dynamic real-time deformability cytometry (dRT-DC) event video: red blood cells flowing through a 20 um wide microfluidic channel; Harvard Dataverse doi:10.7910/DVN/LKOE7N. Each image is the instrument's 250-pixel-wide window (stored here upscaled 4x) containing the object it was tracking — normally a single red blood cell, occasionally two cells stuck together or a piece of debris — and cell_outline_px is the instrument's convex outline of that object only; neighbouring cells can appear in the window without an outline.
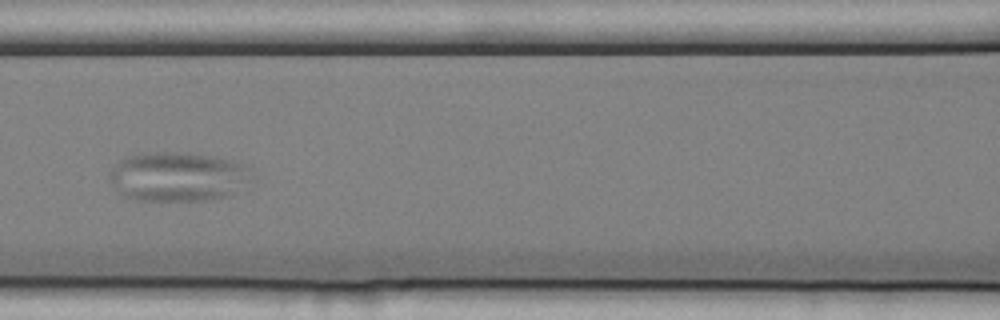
{"species": "common noctule bat (a hibernating species)", "species_latin": "Nyctalus noctula", "temperature_condition": "cold", "stored_images_in_passage": 60, "camera_frame_rate_fps": 3000, "um_per_image_px": 0.085, "animal": {"sex": "female", "body_mass_g": 25.1}, "frame": {"image": 1, "passage_image": 30, "time_ms": 9.667, "image_size_px": [1000, 320], "cell_outline_px": [[256, 184], [228, 196], [204, 200], [140, 200], [124, 196], [112, 184], [112, 168], [124, 156], [156, 152], [188, 152], [216, 156], [232, 160], [244, 164], [256, 172]], "centroid_in_image_um": [15.31, 15.01], "position_along_channel_um": 151.3, "area_um2": 41.79}}
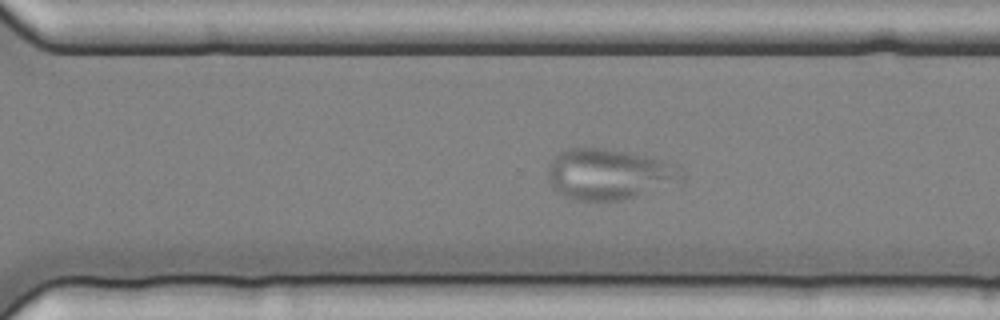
{"frame": {"image": 2, "passage_image": 44, "time_ms": 14.333, "image_size_px": [1000, 320], "cell_outline_px": [[684, 176], [680, 180], [636, 196], [620, 200], [576, 200], [564, 196], [556, 192], [552, 188], [548, 180], [548, 168], [552, 156], [556, 152], [564, 148], [604, 148], [648, 156], [680, 164], [684, 172]], "centroid_in_image_um": [51.72, 14.78], "position_along_channel_um": 318.9, "area_um2": 39.82}}
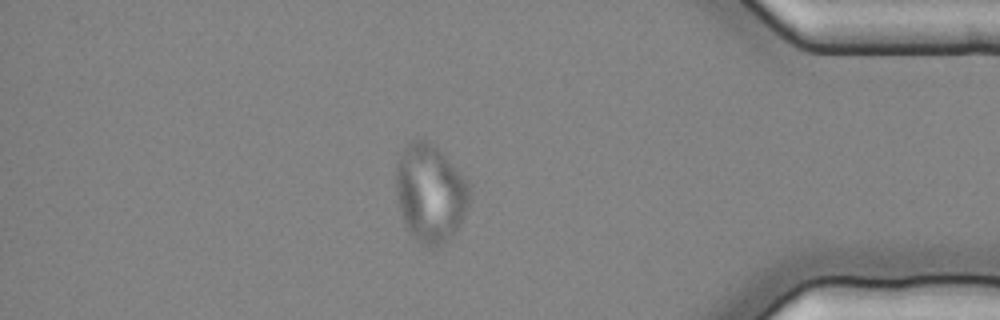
{"frame": {"image": 3, "passage_image": 53, "time_ms": 17.333, "image_size_px": [1000, 320], "cell_outline_px": [[472, 184], [468, 204], [464, 216], [456, 232], [448, 240], [432, 248], [420, 244], [408, 232], [404, 224], [396, 200], [396, 164], [400, 152], [404, 144], [424, 136], [432, 140], [436, 144]], "centroid_in_image_um": [36.57, 16.36], "position_along_channel_um": 398.6, "area_um2": 43.47}}